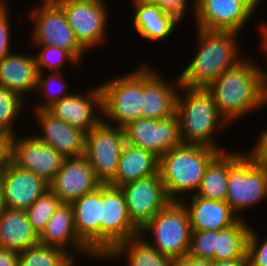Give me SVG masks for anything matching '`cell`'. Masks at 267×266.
<instances>
[{
	"mask_svg": "<svg viewBox=\"0 0 267 266\" xmlns=\"http://www.w3.org/2000/svg\"><path fill=\"white\" fill-rule=\"evenodd\" d=\"M255 59L245 56L205 88L231 126L267 107V72Z\"/></svg>",
	"mask_w": 267,
	"mask_h": 266,
	"instance_id": "obj_1",
	"label": "cell"
},
{
	"mask_svg": "<svg viewBox=\"0 0 267 266\" xmlns=\"http://www.w3.org/2000/svg\"><path fill=\"white\" fill-rule=\"evenodd\" d=\"M194 28L195 53H192V59L185 64L178 77L182 87L206 88L225 70L244 58L241 34Z\"/></svg>",
	"mask_w": 267,
	"mask_h": 266,
	"instance_id": "obj_2",
	"label": "cell"
},
{
	"mask_svg": "<svg viewBox=\"0 0 267 266\" xmlns=\"http://www.w3.org/2000/svg\"><path fill=\"white\" fill-rule=\"evenodd\" d=\"M176 113L182 144L226 150L218 143L217 135L231 125L219 113L212 96L205 88L181 86L177 95Z\"/></svg>",
	"mask_w": 267,
	"mask_h": 266,
	"instance_id": "obj_3",
	"label": "cell"
},
{
	"mask_svg": "<svg viewBox=\"0 0 267 266\" xmlns=\"http://www.w3.org/2000/svg\"><path fill=\"white\" fill-rule=\"evenodd\" d=\"M222 150L182 144L159 158L158 173L171 201L194 195L210 161Z\"/></svg>",
	"mask_w": 267,
	"mask_h": 266,
	"instance_id": "obj_4",
	"label": "cell"
},
{
	"mask_svg": "<svg viewBox=\"0 0 267 266\" xmlns=\"http://www.w3.org/2000/svg\"><path fill=\"white\" fill-rule=\"evenodd\" d=\"M191 233L189 214L182 201H170L139 230L154 249L173 261L188 254Z\"/></svg>",
	"mask_w": 267,
	"mask_h": 266,
	"instance_id": "obj_5",
	"label": "cell"
},
{
	"mask_svg": "<svg viewBox=\"0 0 267 266\" xmlns=\"http://www.w3.org/2000/svg\"><path fill=\"white\" fill-rule=\"evenodd\" d=\"M112 78V79H110ZM100 83L103 120L120 128L141 117L143 64Z\"/></svg>",
	"mask_w": 267,
	"mask_h": 266,
	"instance_id": "obj_6",
	"label": "cell"
},
{
	"mask_svg": "<svg viewBox=\"0 0 267 266\" xmlns=\"http://www.w3.org/2000/svg\"><path fill=\"white\" fill-rule=\"evenodd\" d=\"M227 189L226 202L231 210L239 219H246L244 211L255 209L267 199V168L245 151L228 168Z\"/></svg>",
	"mask_w": 267,
	"mask_h": 266,
	"instance_id": "obj_7",
	"label": "cell"
},
{
	"mask_svg": "<svg viewBox=\"0 0 267 266\" xmlns=\"http://www.w3.org/2000/svg\"><path fill=\"white\" fill-rule=\"evenodd\" d=\"M40 4V5H39ZM38 6L30 9L32 24L31 45H49L67 50L79 63L87 51L79 44L69 26L63 8L55 0H41ZM31 19V20H30Z\"/></svg>",
	"mask_w": 267,
	"mask_h": 266,
	"instance_id": "obj_8",
	"label": "cell"
},
{
	"mask_svg": "<svg viewBox=\"0 0 267 266\" xmlns=\"http://www.w3.org/2000/svg\"><path fill=\"white\" fill-rule=\"evenodd\" d=\"M79 44L88 52L107 42L109 9L105 0H55Z\"/></svg>",
	"mask_w": 267,
	"mask_h": 266,
	"instance_id": "obj_9",
	"label": "cell"
},
{
	"mask_svg": "<svg viewBox=\"0 0 267 266\" xmlns=\"http://www.w3.org/2000/svg\"><path fill=\"white\" fill-rule=\"evenodd\" d=\"M125 143L124 128L103 119L85 135L83 156L102 184H108L115 177Z\"/></svg>",
	"mask_w": 267,
	"mask_h": 266,
	"instance_id": "obj_10",
	"label": "cell"
},
{
	"mask_svg": "<svg viewBox=\"0 0 267 266\" xmlns=\"http://www.w3.org/2000/svg\"><path fill=\"white\" fill-rule=\"evenodd\" d=\"M138 234L139 229L129 218L122 189L102 184L100 259L102 260L120 242Z\"/></svg>",
	"mask_w": 267,
	"mask_h": 266,
	"instance_id": "obj_11",
	"label": "cell"
},
{
	"mask_svg": "<svg viewBox=\"0 0 267 266\" xmlns=\"http://www.w3.org/2000/svg\"><path fill=\"white\" fill-rule=\"evenodd\" d=\"M124 132L127 143L143 148L158 158L182 145L177 113L160 120L140 117L124 127Z\"/></svg>",
	"mask_w": 267,
	"mask_h": 266,
	"instance_id": "obj_12",
	"label": "cell"
},
{
	"mask_svg": "<svg viewBox=\"0 0 267 266\" xmlns=\"http://www.w3.org/2000/svg\"><path fill=\"white\" fill-rule=\"evenodd\" d=\"M120 188L125 196L129 218L139 230L171 201L159 173L131 181Z\"/></svg>",
	"mask_w": 267,
	"mask_h": 266,
	"instance_id": "obj_13",
	"label": "cell"
},
{
	"mask_svg": "<svg viewBox=\"0 0 267 266\" xmlns=\"http://www.w3.org/2000/svg\"><path fill=\"white\" fill-rule=\"evenodd\" d=\"M65 159L53 147L39 141L33 134L16 135L12 141L11 163L32 172L50 183Z\"/></svg>",
	"mask_w": 267,
	"mask_h": 266,
	"instance_id": "obj_14",
	"label": "cell"
},
{
	"mask_svg": "<svg viewBox=\"0 0 267 266\" xmlns=\"http://www.w3.org/2000/svg\"><path fill=\"white\" fill-rule=\"evenodd\" d=\"M83 93L80 92V89L79 93L73 91L71 95L53 103L46 110L87 134L103 119L100 84L98 86L96 84Z\"/></svg>",
	"mask_w": 267,
	"mask_h": 266,
	"instance_id": "obj_15",
	"label": "cell"
},
{
	"mask_svg": "<svg viewBox=\"0 0 267 266\" xmlns=\"http://www.w3.org/2000/svg\"><path fill=\"white\" fill-rule=\"evenodd\" d=\"M253 14L237 0H197L194 25L208 31L243 33Z\"/></svg>",
	"mask_w": 267,
	"mask_h": 266,
	"instance_id": "obj_16",
	"label": "cell"
},
{
	"mask_svg": "<svg viewBox=\"0 0 267 266\" xmlns=\"http://www.w3.org/2000/svg\"><path fill=\"white\" fill-rule=\"evenodd\" d=\"M150 66L143 63L141 117L160 120L176 113L177 95L181 84L178 76L175 77V81L167 82V79L160 75V70L157 71Z\"/></svg>",
	"mask_w": 267,
	"mask_h": 266,
	"instance_id": "obj_17",
	"label": "cell"
},
{
	"mask_svg": "<svg viewBox=\"0 0 267 266\" xmlns=\"http://www.w3.org/2000/svg\"><path fill=\"white\" fill-rule=\"evenodd\" d=\"M102 183L95 177L93 168L84 157L65 158L60 169L49 183V189L62 203H72Z\"/></svg>",
	"mask_w": 267,
	"mask_h": 266,
	"instance_id": "obj_18",
	"label": "cell"
},
{
	"mask_svg": "<svg viewBox=\"0 0 267 266\" xmlns=\"http://www.w3.org/2000/svg\"><path fill=\"white\" fill-rule=\"evenodd\" d=\"M2 205L12 210L26 211L49 189V183L32 172L14 164L0 175Z\"/></svg>",
	"mask_w": 267,
	"mask_h": 266,
	"instance_id": "obj_19",
	"label": "cell"
},
{
	"mask_svg": "<svg viewBox=\"0 0 267 266\" xmlns=\"http://www.w3.org/2000/svg\"><path fill=\"white\" fill-rule=\"evenodd\" d=\"M39 243L59 247L75 257L101 259L78 237L71 203H62L39 235ZM70 248V249H69ZM70 250V251H69ZM75 252H73V251Z\"/></svg>",
	"mask_w": 267,
	"mask_h": 266,
	"instance_id": "obj_20",
	"label": "cell"
},
{
	"mask_svg": "<svg viewBox=\"0 0 267 266\" xmlns=\"http://www.w3.org/2000/svg\"><path fill=\"white\" fill-rule=\"evenodd\" d=\"M40 134L33 135L41 142L50 145L65 158L84 155L85 133L53 116L47 110H32Z\"/></svg>",
	"mask_w": 267,
	"mask_h": 266,
	"instance_id": "obj_21",
	"label": "cell"
},
{
	"mask_svg": "<svg viewBox=\"0 0 267 266\" xmlns=\"http://www.w3.org/2000/svg\"><path fill=\"white\" fill-rule=\"evenodd\" d=\"M131 3L133 7L132 24L135 29L133 31L148 42L166 41L165 39H168L183 22L174 14L145 0H131Z\"/></svg>",
	"mask_w": 267,
	"mask_h": 266,
	"instance_id": "obj_22",
	"label": "cell"
},
{
	"mask_svg": "<svg viewBox=\"0 0 267 266\" xmlns=\"http://www.w3.org/2000/svg\"><path fill=\"white\" fill-rule=\"evenodd\" d=\"M78 237L100 258L102 184L71 203Z\"/></svg>",
	"mask_w": 267,
	"mask_h": 266,
	"instance_id": "obj_23",
	"label": "cell"
},
{
	"mask_svg": "<svg viewBox=\"0 0 267 266\" xmlns=\"http://www.w3.org/2000/svg\"><path fill=\"white\" fill-rule=\"evenodd\" d=\"M38 74L33 53L14 51L0 60V86L18 93L25 100L36 91Z\"/></svg>",
	"mask_w": 267,
	"mask_h": 266,
	"instance_id": "obj_24",
	"label": "cell"
},
{
	"mask_svg": "<svg viewBox=\"0 0 267 266\" xmlns=\"http://www.w3.org/2000/svg\"><path fill=\"white\" fill-rule=\"evenodd\" d=\"M188 197L182 202L188 211L192 231L223 230L239 220L226 201L206 199L195 194Z\"/></svg>",
	"mask_w": 267,
	"mask_h": 266,
	"instance_id": "obj_25",
	"label": "cell"
},
{
	"mask_svg": "<svg viewBox=\"0 0 267 266\" xmlns=\"http://www.w3.org/2000/svg\"><path fill=\"white\" fill-rule=\"evenodd\" d=\"M39 244V235L29 223L26 211L4 208L0 211V247L21 253Z\"/></svg>",
	"mask_w": 267,
	"mask_h": 266,
	"instance_id": "obj_26",
	"label": "cell"
},
{
	"mask_svg": "<svg viewBox=\"0 0 267 266\" xmlns=\"http://www.w3.org/2000/svg\"><path fill=\"white\" fill-rule=\"evenodd\" d=\"M159 158L153 153L125 143L115 177L108 183L120 187L131 181L158 174Z\"/></svg>",
	"mask_w": 267,
	"mask_h": 266,
	"instance_id": "obj_27",
	"label": "cell"
},
{
	"mask_svg": "<svg viewBox=\"0 0 267 266\" xmlns=\"http://www.w3.org/2000/svg\"><path fill=\"white\" fill-rule=\"evenodd\" d=\"M240 150H222L210 161L196 196L226 201L228 168L246 151Z\"/></svg>",
	"mask_w": 267,
	"mask_h": 266,
	"instance_id": "obj_28",
	"label": "cell"
},
{
	"mask_svg": "<svg viewBox=\"0 0 267 266\" xmlns=\"http://www.w3.org/2000/svg\"><path fill=\"white\" fill-rule=\"evenodd\" d=\"M102 260L125 261V266H174L175 264V261L163 256L139 234L117 244Z\"/></svg>",
	"mask_w": 267,
	"mask_h": 266,
	"instance_id": "obj_29",
	"label": "cell"
},
{
	"mask_svg": "<svg viewBox=\"0 0 267 266\" xmlns=\"http://www.w3.org/2000/svg\"><path fill=\"white\" fill-rule=\"evenodd\" d=\"M246 219L223 230H217V249L214 261L237 260L247 257V242L251 229Z\"/></svg>",
	"mask_w": 267,
	"mask_h": 266,
	"instance_id": "obj_30",
	"label": "cell"
},
{
	"mask_svg": "<svg viewBox=\"0 0 267 266\" xmlns=\"http://www.w3.org/2000/svg\"><path fill=\"white\" fill-rule=\"evenodd\" d=\"M65 73L66 71L38 74L37 87L34 93L35 95L38 94L39 100L35 102L36 105L32 106V110H46L53 103L73 93L74 90H70L69 81L65 80Z\"/></svg>",
	"mask_w": 267,
	"mask_h": 266,
	"instance_id": "obj_31",
	"label": "cell"
},
{
	"mask_svg": "<svg viewBox=\"0 0 267 266\" xmlns=\"http://www.w3.org/2000/svg\"><path fill=\"white\" fill-rule=\"evenodd\" d=\"M77 259L59 247L39 243L19 253V266H76Z\"/></svg>",
	"mask_w": 267,
	"mask_h": 266,
	"instance_id": "obj_32",
	"label": "cell"
},
{
	"mask_svg": "<svg viewBox=\"0 0 267 266\" xmlns=\"http://www.w3.org/2000/svg\"><path fill=\"white\" fill-rule=\"evenodd\" d=\"M27 101L18 93L0 86V131L17 135L16 123L24 112ZM15 124V125H14Z\"/></svg>",
	"mask_w": 267,
	"mask_h": 266,
	"instance_id": "obj_33",
	"label": "cell"
},
{
	"mask_svg": "<svg viewBox=\"0 0 267 266\" xmlns=\"http://www.w3.org/2000/svg\"><path fill=\"white\" fill-rule=\"evenodd\" d=\"M38 49V53L34 54L36 65L39 73L63 72V66L66 62L72 68L79 67L80 63L67 51L56 46L49 45H33ZM63 69V70H62Z\"/></svg>",
	"mask_w": 267,
	"mask_h": 266,
	"instance_id": "obj_34",
	"label": "cell"
},
{
	"mask_svg": "<svg viewBox=\"0 0 267 266\" xmlns=\"http://www.w3.org/2000/svg\"><path fill=\"white\" fill-rule=\"evenodd\" d=\"M61 204L59 197L48 189L26 210L28 221L38 235Z\"/></svg>",
	"mask_w": 267,
	"mask_h": 266,
	"instance_id": "obj_35",
	"label": "cell"
},
{
	"mask_svg": "<svg viewBox=\"0 0 267 266\" xmlns=\"http://www.w3.org/2000/svg\"><path fill=\"white\" fill-rule=\"evenodd\" d=\"M217 249V230L192 231L188 255L214 261Z\"/></svg>",
	"mask_w": 267,
	"mask_h": 266,
	"instance_id": "obj_36",
	"label": "cell"
},
{
	"mask_svg": "<svg viewBox=\"0 0 267 266\" xmlns=\"http://www.w3.org/2000/svg\"><path fill=\"white\" fill-rule=\"evenodd\" d=\"M259 233L251 226L247 242L248 266H267V236L260 239Z\"/></svg>",
	"mask_w": 267,
	"mask_h": 266,
	"instance_id": "obj_37",
	"label": "cell"
},
{
	"mask_svg": "<svg viewBox=\"0 0 267 266\" xmlns=\"http://www.w3.org/2000/svg\"><path fill=\"white\" fill-rule=\"evenodd\" d=\"M6 0L0 1V60L9 55L12 51L11 19L9 5ZM11 38V39H10Z\"/></svg>",
	"mask_w": 267,
	"mask_h": 266,
	"instance_id": "obj_38",
	"label": "cell"
},
{
	"mask_svg": "<svg viewBox=\"0 0 267 266\" xmlns=\"http://www.w3.org/2000/svg\"><path fill=\"white\" fill-rule=\"evenodd\" d=\"M145 1L155 4L159 8H162L164 11L174 14L181 21L185 19L186 15H188L189 12L191 13L192 16H194L197 3V0H191V1L190 0H145Z\"/></svg>",
	"mask_w": 267,
	"mask_h": 266,
	"instance_id": "obj_39",
	"label": "cell"
},
{
	"mask_svg": "<svg viewBox=\"0 0 267 266\" xmlns=\"http://www.w3.org/2000/svg\"><path fill=\"white\" fill-rule=\"evenodd\" d=\"M13 138L10 133L0 131V175L11 164Z\"/></svg>",
	"mask_w": 267,
	"mask_h": 266,
	"instance_id": "obj_40",
	"label": "cell"
},
{
	"mask_svg": "<svg viewBox=\"0 0 267 266\" xmlns=\"http://www.w3.org/2000/svg\"><path fill=\"white\" fill-rule=\"evenodd\" d=\"M256 142L253 148L249 151L256 157V159L267 168V126L258 132Z\"/></svg>",
	"mask_w": 267,
	"mask_h": 266,
	"instance_id": "obj_41",
	"label": "cell"
},
{
	"mask_svg": "<svg viewBox=\"0 0 267 266\" xmlns=\"http://www.w3.org/2000/svg\"><path fill=\"white\" fill-rule=\"evenodd\" d=\"M0 266H19V253L0 247Z\"/></svg>",
	"mask_w": 267,
	"mask_h": 266,
	"instance_id": "obj_42",
	"label": "cell"
},
{
	"mask_svg": "<svg viewBox=\"0 0 267 266\" xmlns=\"http://www.w3.org/2000/svg\"><path fill=\"white\" fill-rule=\"evenodd\" d=\"M174 266H213V261L195 258L187 254L182 259L175 261Z\"/></svg>",
	"mask_w": 267,
	"mask_h": 266,
	"instance_id": "obj_43",
	"label": "cell"
},
{
	"mask_svg": "<svg viewBox=\"0 0 267 266\" xmlns=\"http://www.w3.org/2000/svg\"><path fill=\"white\" fill-rule=\"evenodd\" d=\"M259 25H258V27H259L258 28L259 29L258 34H260L259 38L261 39L259 41L261 43L259 49H260V52H262V54H265L263 56L267 57V22L264 20V21H262L261 24L259 23ZM264 60H267V59H264ZM265 68H266V72H267V67H265Z\"/></svg>",
	"mask_w": 267,
	"mask_h": 266,
	"instance_id": "obj_44",
	"label": "cell"
},
{
	"mask_svg": "<svg viewBox=\"0 0 267 266\" xmlns=\"http://www.w3.org/2000/svg\"><path fill=\"white\" fill-rule=\"evenodd\" d=\"M213 266H248L247 257L237 260L213 261Z\"/></svg>",
	"mask_w": 267,
	"mask_h": 266,
	"instance_id": "obj_45",
	"label": "cell"
},
{
	"mask_svg": "<svg viewBox=\"0 0 267 266\" xmlns=\"http://www.w3.org/2000/svg\"><path fill=\"white\" fill-rule=\"evenodd\" d=\"M237 1L243 4L253 15L256 14V11L258 10L257 8H259L260 3L263 2L262 0H237Z\"/></svg>",
	"mask_w": 267,
	"mask_h": 266,
	"instance_id": "obj_46",
	"label": "cell"
},
{
	"mask_svg": "<svg viewBox=\"0 0 267 266\" xmlns=\"http://www.w3.org/2000/svg\"><path fill=\"white\" fill-rule=\"evenodd\" d=\"M3 209L2 205V193H1V183H0V211Z\"/></svg>",
	"mask_w": 267,
	"mask_h": 266,
	"instance_id": "obj_47",
	"label": "cell"
}]
</instances>
